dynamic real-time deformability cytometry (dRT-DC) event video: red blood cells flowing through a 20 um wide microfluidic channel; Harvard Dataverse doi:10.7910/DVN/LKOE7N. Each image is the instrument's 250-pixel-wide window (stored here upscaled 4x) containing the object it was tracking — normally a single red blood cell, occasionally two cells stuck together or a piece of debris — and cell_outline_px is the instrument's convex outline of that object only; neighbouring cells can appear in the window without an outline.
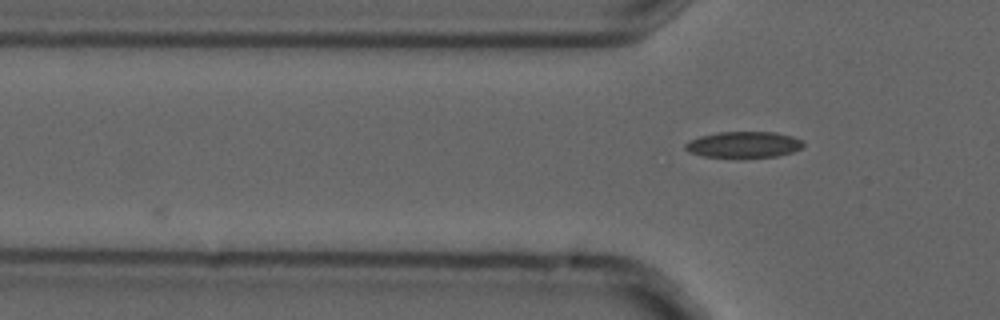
{"species": "common noctule bat (a hibernating species)", "species_latin": "Nyctalus noctula", "temperature_condition": "cold", "stored_images_in_passage": 3, "camera_frame_rate_fps": 3000, "um_per_image_px": 0.085, "animal": {"sex": "male", "forearm_length_mm": 52.5}, "frame": {"image": 1, "passage_image": 3, "time_ms": 0.667, "image_size_px": [1000, 320], "cell_outline_px": [[804, 148], [792, 152], [776, 156], [704, 156], [688, 152], [684, 148], [684, 144], [688, 140], [700, 136], [716, 132], [776, 132], [792, 136], [804, 140]], "centroid_in_image_um": [63.23, 12.26], "position_along_channel_um": 62.6, "area_um2": 17.86}}